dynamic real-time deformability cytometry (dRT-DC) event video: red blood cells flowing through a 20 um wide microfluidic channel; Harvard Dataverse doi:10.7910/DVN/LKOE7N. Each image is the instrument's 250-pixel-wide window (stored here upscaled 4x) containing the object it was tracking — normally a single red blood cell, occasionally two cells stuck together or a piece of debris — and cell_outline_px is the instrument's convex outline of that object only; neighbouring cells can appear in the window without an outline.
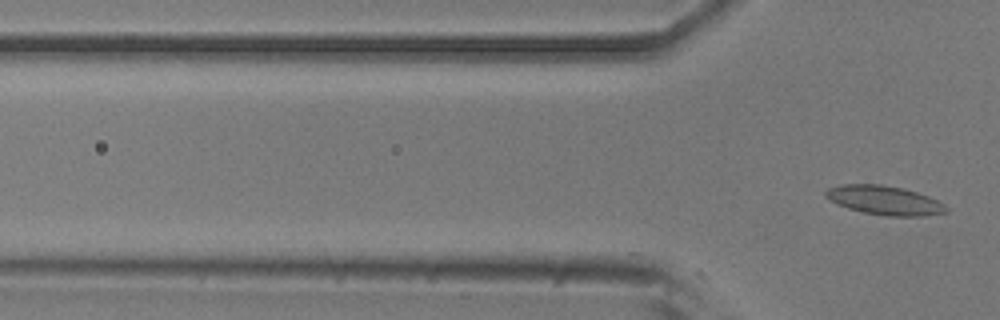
{"species": "common noctule bat (a hibernating species)", "species_latin": "Nyctalus noctula", "temperature_condition": "room temperature", "stored_images_in_passage": 15, "camera_frame_rate_fps": 3000, "um_per_image_px": 0.085, "animal": {"sex": "male", "body_mass_g": 20.5, "forearm_length_mm": 52.5}, "frame": {"image": 1, "passage_image": 15, "time_ms": 4.667, "image_size_px": [1000, 320], "cell_outline_px": [[948, 212], [924, 216], [888, 216], [864, 212], [848, 208], [836, 204], [824, 196], [824, 192], [828, 188], [840, 184], [880, 184], [900, 188], [916, 192], [928, 196], [944, 204], [948, 208]], "centroid_in_image_um": [75.15, 17.02], "position_along_channel_um": 50.6, "area_um2": 20.35}}